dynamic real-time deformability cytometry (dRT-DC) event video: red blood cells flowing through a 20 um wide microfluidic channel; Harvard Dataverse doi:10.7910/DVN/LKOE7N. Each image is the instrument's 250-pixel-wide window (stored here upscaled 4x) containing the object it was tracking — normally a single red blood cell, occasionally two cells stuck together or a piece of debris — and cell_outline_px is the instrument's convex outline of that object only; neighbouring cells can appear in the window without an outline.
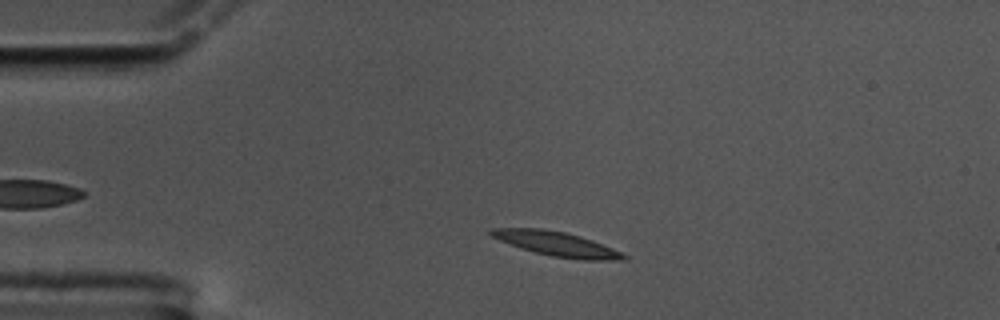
{"species": "common noctule bat (a hibernating species)", "species_latin": "Nyctalus noctula", "temperature_condition": "cold", "stored_images_in_passage": 41, "camera_frame_rate_fps": 3000, "um_per_image_px": 0.085, "animal": {"sex": "male", "body_mass_g": 17.5, "forearm_length_mm": 52.3}, "frame": {"image": 1, "passage_image": 7, "time_ms": 2.0, "image_size_px": [1000, 320], "cell_outline_px": [[632, 256], [628, 260], [584, 260], [552, 256], [520, 248], [500, 240], [492, 236], [488, 232], [492, 228], [540, 228], [564, 232], [580, 236], [592, 240]], "centroid_in_image_um": [47.39, 20.74], "position_along_channel_um": 37.6, "area_um2": 18.84}}
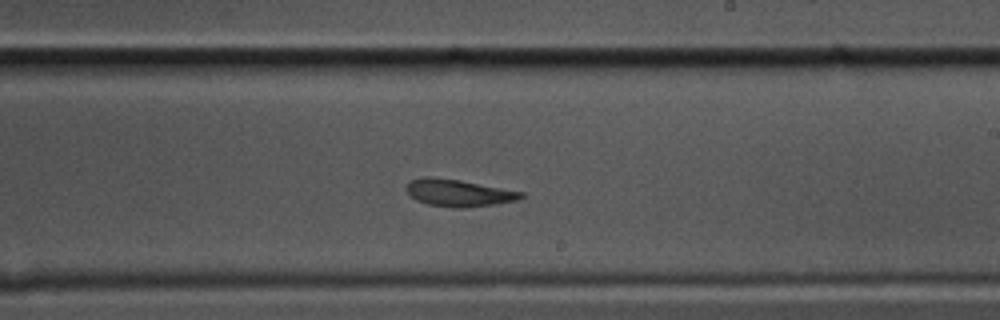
{"frame": {"image": 2, "passage_image": 29, "time_ms": 9.333, "image_size_px": [1000, 320], "cell_outline_px": [[524, 196], [516, 200], [496, 204], [456, 208], [428, 204], [416, 200], [404, 188], [412, 180], [428, 176], [460, 180], [524, 192]], "centroid_in_image_um": [38.98, 16.39], "position_along_channel_um": 250.0, "area_um2": 17.8}}
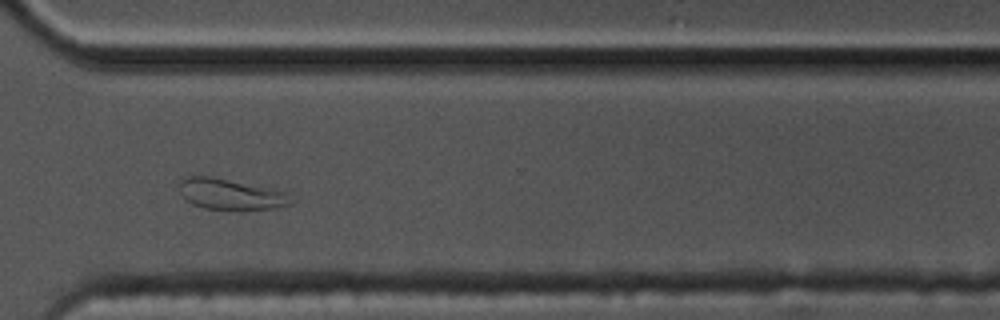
{"frame": {"image": 3, "passage_image": 38, "time_ms": 12.333, "image_size_px": [1000, 320], "cell_outline_px": [[296, 200], [292, 204], [272, 208], [204, 208], [192, 204], [180, 192], [180, 180], [188, 176], [208, 176], [288, 192]], "centroid_in_image_um": [19.64, 16.49], "position_along_channel_um": 351.0, "area_um2": 19.42}, "authors_computed_cell_mechanics": {"area_um2": 17.9758, "velocity_mm_per_s": 3.3595, "shape_relaxation_time_tau1_ms": 4.606, "shape_relaxation_time_tau2_ms": 10.4323, "deformation_change_tau1": 0.18, "deformation_change_tau2": 0.2206}}